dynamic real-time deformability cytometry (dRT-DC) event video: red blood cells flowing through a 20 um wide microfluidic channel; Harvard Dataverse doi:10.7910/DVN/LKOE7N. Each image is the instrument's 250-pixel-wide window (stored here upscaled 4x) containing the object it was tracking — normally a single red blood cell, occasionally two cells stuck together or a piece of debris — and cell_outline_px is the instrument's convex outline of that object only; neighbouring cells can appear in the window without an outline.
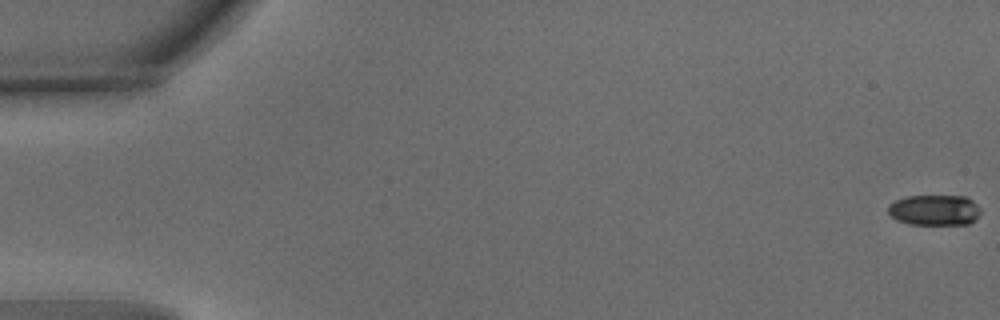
{"species": "common noctule bat (a hibernating species)", "species_latin": "Nyctalus noctula", "temperature_condition": "warm", "stored_images_in_passage": 55, "camera_frame_rate_fps": 3000, "um_per_image_px": 0.085, "animal": {"sex": "male", "body_mass_g": 15.6}, "frame": {"image": 1, "passage_image": 1, "time_ms": 0.0, "image_size_px": [1000, 320], "cell_outline_px": [[980, 212], [968, 224], [908, 224], [896, 220], [888, 212], [888, 204], [896, 200], [908, 196], [964, 196], [972, 200], [980, 208]], "centroid_in_image_um": [79.39, 17.85], "position_along_channel_um": 5.6, "area_um2": 16.36}}
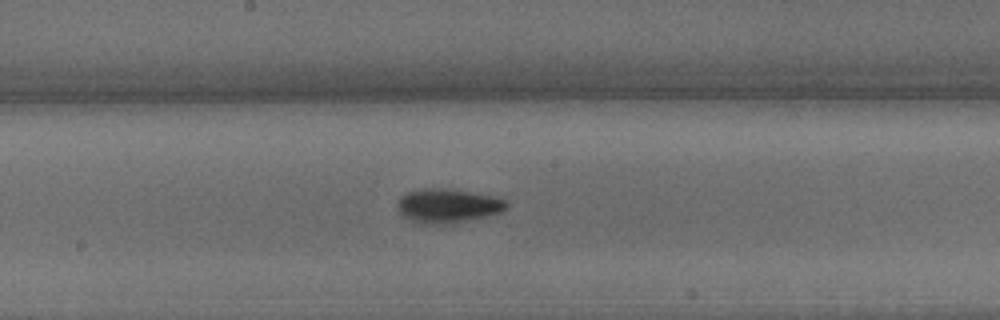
{"frame": {"image": 2, "passage_image": 30, "time_ms": 9.667, "image_size_px": [1000, 320], "cell_outline_px": [[508, 208], [500, 212], [468, 220], [444, 224], [424, 224], [400, 216], [396, 208], [396, 200], [400, 196], [408, 192], [424, 188], [444, 188], [492, 196], [508, 200]], "centroid_in_image_um": [38.0, 17.49], "position_along_channel_um": 210.2, "area_um2": 21.68}}
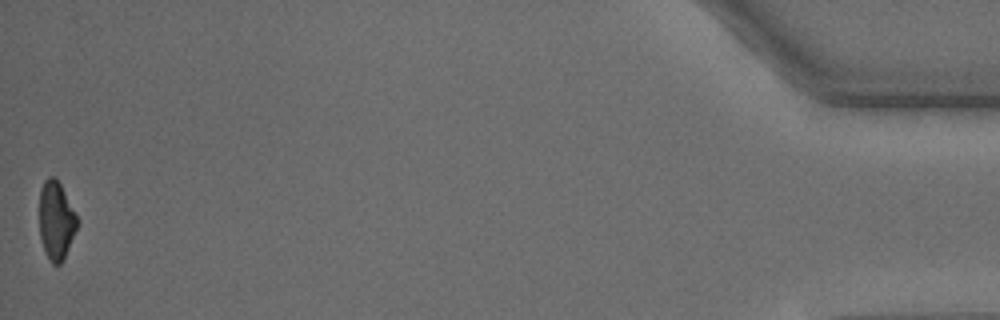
{"frame": {"image": 3, "passage_image": 55, "time_ms": 18.0, "image_size_px": [1000, 320], "cell_outline_px": [[80, 220], [64, 256], [60, 264], [52, 264], [48, 260], [44, 252], [40, 236], [40, 188], [44, 180], [48, 176], [52, 176], [60, 184]], "centroid_in_image_um": [4.76, 18.74], "position_along_channel_um": 430.4, "area_um2": 17.17}, "authors_computed_cell_mechanics": {"area_um2": 19.0162, "velocity_mm_per_s": 3.7724, "shape_relaxation_time_tau1_ms": 3.1257, "shape_relaxation_time_tau2_ms": 8.6213, "deformation_change_tau1": 0.1265, "deformation_change_tau2": 0.132}}